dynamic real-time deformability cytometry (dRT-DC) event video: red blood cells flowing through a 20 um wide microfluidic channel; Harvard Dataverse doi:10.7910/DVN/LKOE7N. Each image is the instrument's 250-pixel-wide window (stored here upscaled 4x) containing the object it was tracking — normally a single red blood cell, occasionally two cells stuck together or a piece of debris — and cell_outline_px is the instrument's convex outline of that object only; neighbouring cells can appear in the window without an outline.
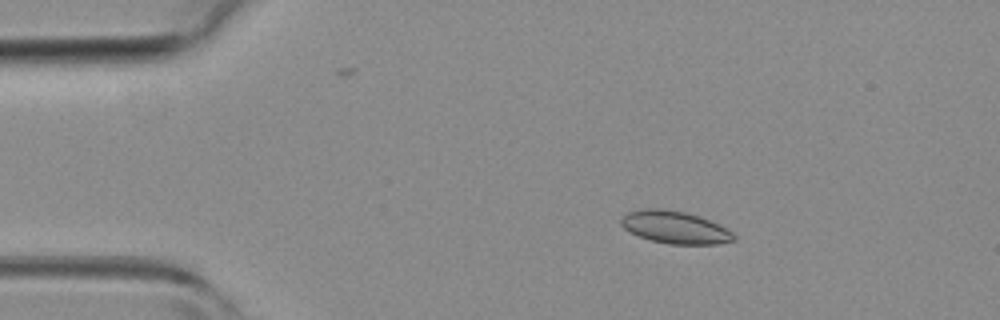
{"species": "common noctule bat (a hibernating species)", "species_latin": "Nyctalus noctula", "temperature_condition": "room temperature", "stored_images_in_passage": 4, "camera_frame_rate_fps": 3000, "um_per_image_px": 0.085, "animal": {"sex": "female", "body_mass_g": 19.3, "forearm_length_mm": 54.1}, "frame": {"image": 1, "passage_image": 1, "time_ms": 0.0, "image_size_px": [1000, 320], "cell_outline_px": [[736, 240], [716, 244], [668, 244], [652, 240], [640, 236], [624, 228], [620, 224], [620, 220], [628, 212], [640, 208], [660, 208], [688, 212], [700, 216], [728, 228], [736, 236]], "centroid_in_image_um": [57.4, 19.31], "position_along_channel_um": 27.6, "area_um2": 21.44}}
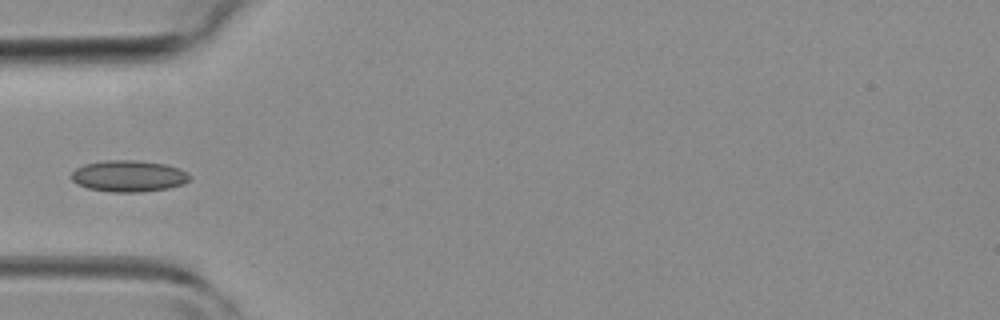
{"frame": {"image": 2, "passage_image": 3, "time_ms": 2.333, "image_size_px": [1000, 320], "cell_outline_px": [[192, 176], [184, 184], [168, 188], [140, 192], [112, 192], [88, 188], [76, 184], [68, 176], [76, 168], [84, 164], [104, 160], [132, 160], [164, 164], [180, 168]], "centroid_in_image_um": [10.91, 14.96], "position_along_channel_um": 74.1, "area_um2": 21.79}}
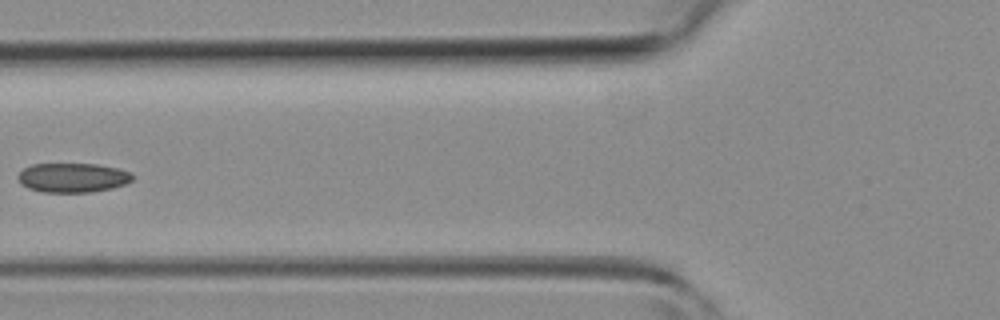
{"frame": {"image": 3, "passage_image": 4, "time_ms": 3.333, "image_size_px": [1000, 320], "cell_outline_px": [[136, 176], [132, 180], [124, 184], [112, 188], [92, 192], [44, 192], [28, 188], [20, 184], [16, 176], [24, 168], [32, 164], [96, 164], [120, 168], [132, 172]], "centroid_in_image_um": [6.2, 15.1], "position_along_channel_um": 119.6, "area_um2": 19.83}}